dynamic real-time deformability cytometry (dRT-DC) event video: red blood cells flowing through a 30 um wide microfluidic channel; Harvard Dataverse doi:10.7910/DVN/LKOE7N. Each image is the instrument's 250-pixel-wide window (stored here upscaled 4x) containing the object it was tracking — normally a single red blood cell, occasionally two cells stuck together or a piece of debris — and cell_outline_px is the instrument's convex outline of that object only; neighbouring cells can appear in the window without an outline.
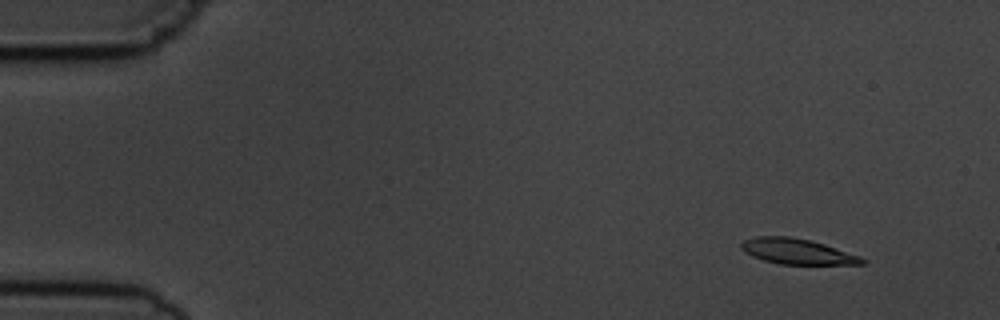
{"species": "common noctule bat (a hibernating species)", "species_latin": "Nyctalus noctula", "temperature_condition": "cold", "stored_images_in_passage": 8, "camera_frame_rate_fps": 3000, "um_per_image_px": 0.085, "animal": {"sex": "male", "body_mass_g": 19.5, "forearm_length_mm": 54.6}, "frame": {"image": 1, "passage_image": 1, "time_ms": 0.0, "image_size_px": [1000, 320], "cell_outline_px": [[868, 260], [864, 264], [780, 264], [764, 260], [752, 256], [744, 252], [740, 248], [740, 244], [744, 240], [756, 236], [792, 236], [812, 240], [860, 256]], "centroid_in_image_um": [67.75, 21.36], "position_along_channel_um": 17.3, "area_um2": 18.03}}
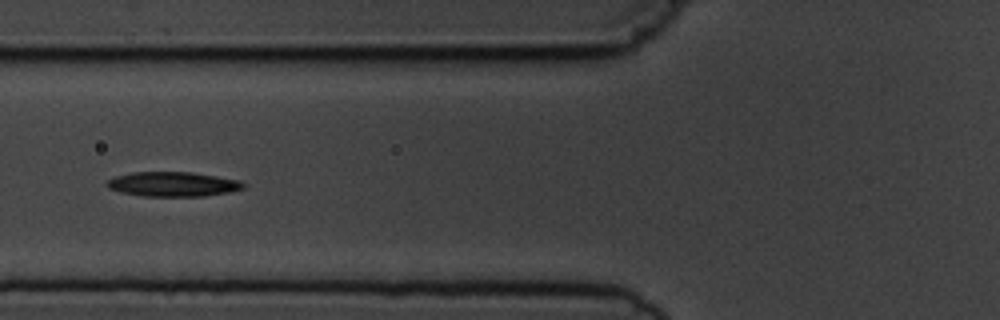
{"frame": {"image": 2, "passage_image": 5, "time_ms": 5.333, "image_size_px": [1000, 320], "cell_outline_px": [[248, 184], [244, 188], [228, 192], [204, 196], [144, 196], [120, 192], [108, 188], [104, 184], [108, 180], [116, 176], [132, 172], [192, 172], [240, 180]], "centroid_in_image_um": [14.7, 15.65], "position_along_channel_um": 111.1, "area_um2": 19.65}}
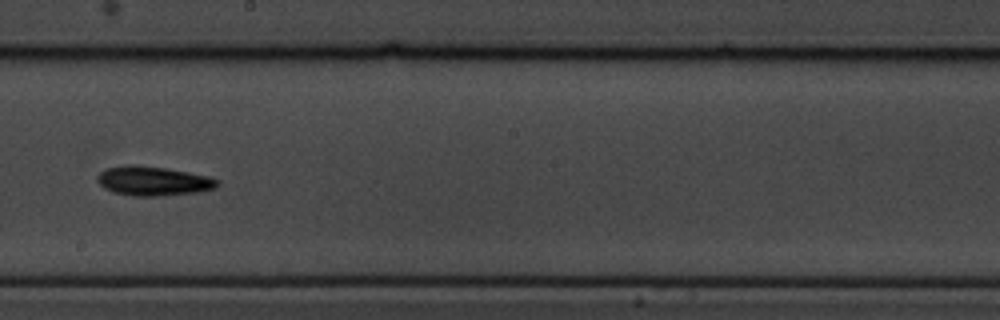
{"frame": {"image": 3, "passage_image": 8, "time_ms": 8.667, "image_size_px": [1000, 320], "cell_outline_px": [[220, 184], [216, 188], [200, 192], [156, 196], [132, 196], [112, 192], [104, 188], [96, 180], [96, 176], [100, 172], [108, 168], [128, 164], [136, 164], [168, 168], [208, 176], [220, 180]], "centroid_in_image_um": [13.03, 15.38], "position_along_channel_um": 235.2, "area_um2": 20.81}}